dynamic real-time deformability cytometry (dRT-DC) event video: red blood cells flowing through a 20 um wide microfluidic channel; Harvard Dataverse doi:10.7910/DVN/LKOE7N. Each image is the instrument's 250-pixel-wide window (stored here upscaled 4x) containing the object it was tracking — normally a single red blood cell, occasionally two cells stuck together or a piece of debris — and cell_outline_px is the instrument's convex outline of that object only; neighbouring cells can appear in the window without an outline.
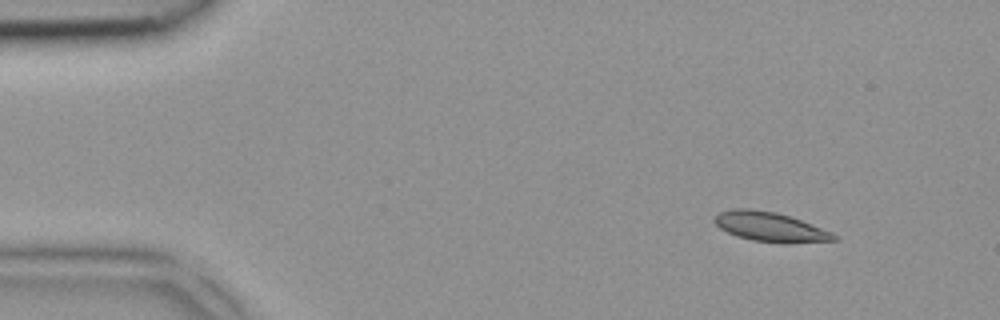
{"species": "common noctule bat (a hibernating species)", "species_latin": "Nyctalus noctula", "temperature_condition": "room temperature", "stored_images_in_passage": 4, "camera_frame_rate_fps": 3000, "um_per_image_px": 0.085, "animal": {"sex": "female", "body_mass_g": 18.4}, "frame": {"image": 1, "passage_image": 4, "time_ms": 1.0, "image_size_px": [1000, 320], "cell_outline_px": [[836, 240], [788, 244], [784, 244], [752, 240], [736, 236], [720, 228], [712, 220], [720, 212], [732, 208], [748, 208], [776, 212], [800, 220], [832, 232], [836, 236]], "centroid_in_image_um": [65.44, 19.29], "position_along_channel_um": 19.6, "area_um2": 20.52}}